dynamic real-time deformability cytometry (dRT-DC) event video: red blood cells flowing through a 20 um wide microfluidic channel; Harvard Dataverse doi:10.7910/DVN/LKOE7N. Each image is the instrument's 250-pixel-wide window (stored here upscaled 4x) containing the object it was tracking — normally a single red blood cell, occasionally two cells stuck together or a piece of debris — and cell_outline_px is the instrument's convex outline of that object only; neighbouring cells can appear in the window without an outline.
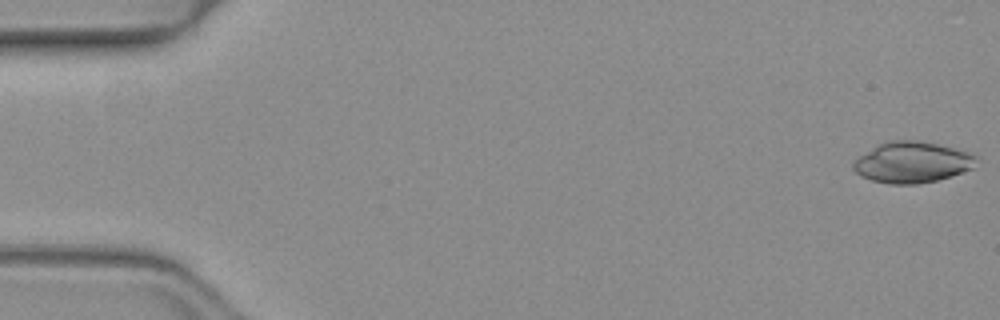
{"species": "common noctule bat (a hibernating species)", "species_latin": "Nyctalus noctula", "temperature_condition": "warm", "stored_images_in_passage": 52, "camera_frame_rate_fps": 3000, "um_per_image_px": 0.085, "animal": {"sex": "female", "body_mass_g": 19.3, "forearm_length_mm": 54.1}, "frame": {"image": 1, "passage_image": 1, "time_ms": 0.0, "image_size_px": [1000, 320], "cell_outline_px": [[976, 156], [972, 168], [964, 172], [936, 180], [916, 184], [888, 184], [872, 180], [860, 176], [852, 168], [852, 164], [860, 156], [876, 144], [888, 140], [916, 140], [936, 144], [968, 152]], "centroid_in_image_um": [77.48, 13.79], "position_along_channel_um": 7.5, "area_um2": 29.19}}
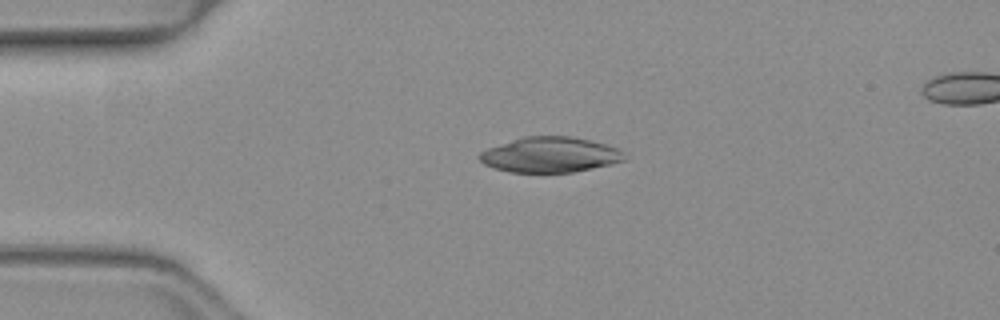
{"frame": {"image": 2, "passage_image": 12, "time_ms": 3.667, "image_size_px": [1000, 320], "cell_outline_px": [[624, 160], [592, 168], [572, 172], [508, 172], [492, 168], [484, 164], [476, 156], [480, 152], [488, 148], [524, 136], [568, 136], [588, 140], [604, 144], [616, 148], [624, 152]], "centroid_in_image_um": [46.69, 13.16], "position_along_channel_um": 38.3, "area_um2": 29.54}}
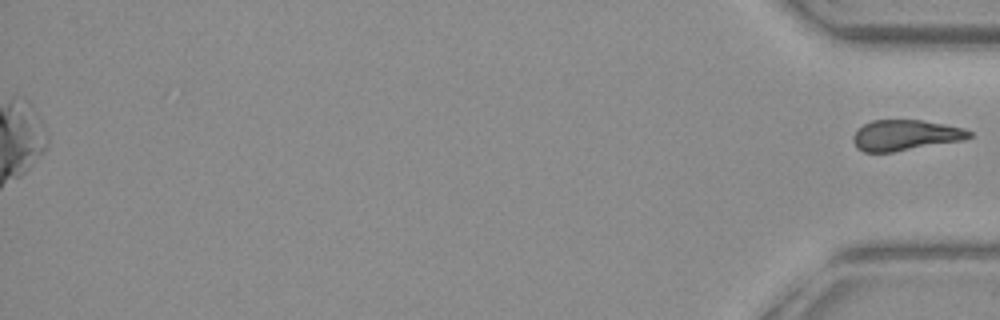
{"frame": {"image": 3, "passage_image": 52, "time_ms": 17.0, "image_size_px": [1000, 320], "cell_outline_px": [[972, 136], [964, 140], [892, 152], [864, 152], [856, 148], [852, 140], [852, 136], [864, 124], [872, 120], [924, 120], [964, 128], [972, 132]], "centroid_in_image_um": [76.96, 11.49], "position_along_channel_um": 358.2, "area_um2": 20.75}}